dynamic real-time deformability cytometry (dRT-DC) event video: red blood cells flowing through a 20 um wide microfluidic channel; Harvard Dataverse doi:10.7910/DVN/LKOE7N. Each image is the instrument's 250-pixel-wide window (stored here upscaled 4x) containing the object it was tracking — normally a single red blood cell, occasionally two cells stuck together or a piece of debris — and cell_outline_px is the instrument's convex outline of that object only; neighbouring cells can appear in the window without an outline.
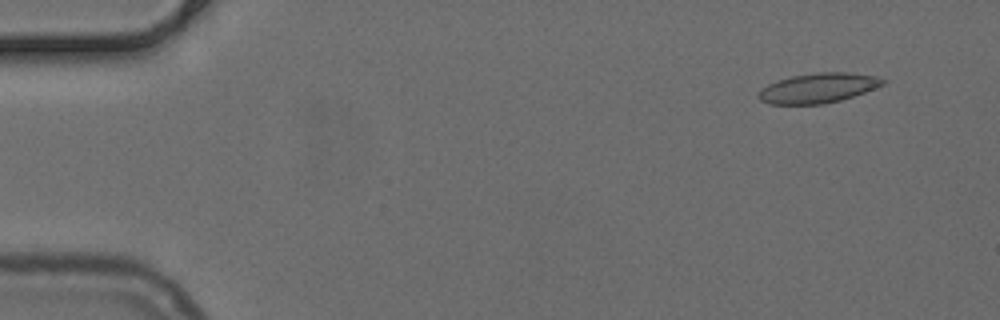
{"species": "common noctule bat (a hibernating species)", "species_latin": "Nyctalus noctula", "temperature_condition": "cold", "stored_images_in_passage": 48, "camera_frame_rate_fps": 3000, "um_per_image_px": 0.085, "animal": {"sex": "female", "body_mass_g": 24.6, "forearm_length_mm": 56.2}, "frame": {"image": 1, "passage_image": 1, "time_ms": 0.0, "image_size_px": [1000, 320], "cell_outline_px": [[888, 80], [884, 84], [864, 92], [840, 100], [824, 104], [768, 104], [760, 100], [756, 96], [760, 88], [776, 80], [792, 76], [816, 72], [844, 72], [876, 76]], "centroid_in_image_um": [69.49, 7.48], "position_along_channel_um": 15.5, "area_um2": 21.68}}
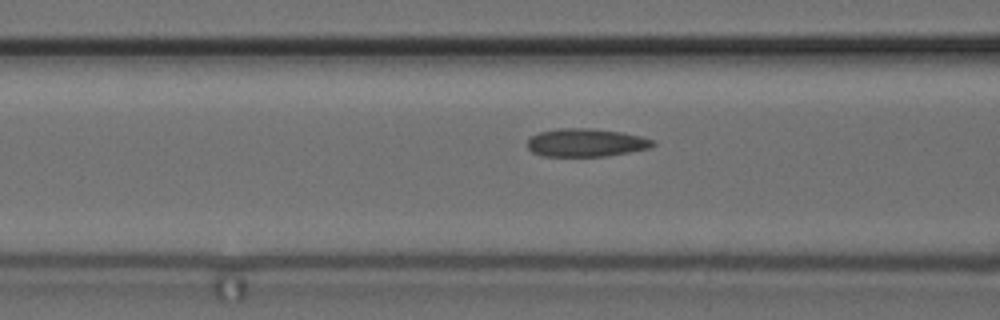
{"frame": {"image": 2, "passage_image": 17, "time_ms": 5.333, "image_size_px": [1000, 320], "cell_outline_px": [[656, 144], [652, 148], [608, 156], [540, 156], [532, 152], [528, 148], [528, 140], [532, 136], [540, 132], [560, 128], [592, 128], [620, 132], [640, 136], [656, 140]], "centroid_in_image_um": [49.85, 12.13], "position_along_channel_um": 116.7, "area_um2": 20.69}}
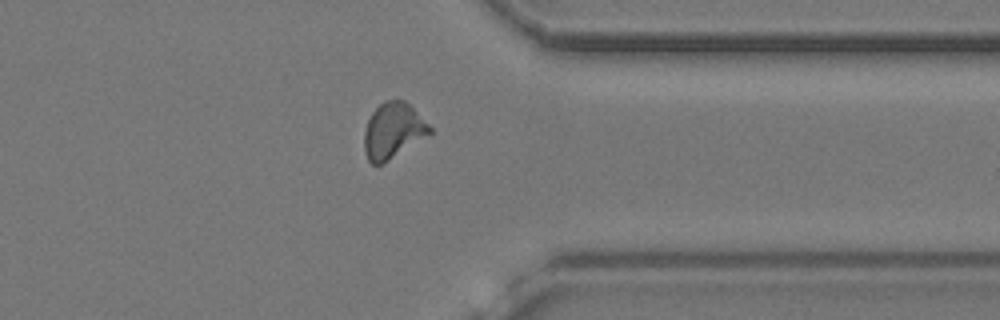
{"frame": {"image": 3, "passage_image": 37, "time_ms": 12.0, "image_size_px": [1000, 320], "cell_outline_px": [[432, 132], [388, 160], [380, 164], [372, 164], [368, 160], [364, 152], [364, 132], [368, 120], [372, 112], [384, 100], [404, 100], [432, 128]], "centroid_in_image_um": [33.37, 11.1], "position_along_channel_um": 378.0, "area_um2": 20.75}}